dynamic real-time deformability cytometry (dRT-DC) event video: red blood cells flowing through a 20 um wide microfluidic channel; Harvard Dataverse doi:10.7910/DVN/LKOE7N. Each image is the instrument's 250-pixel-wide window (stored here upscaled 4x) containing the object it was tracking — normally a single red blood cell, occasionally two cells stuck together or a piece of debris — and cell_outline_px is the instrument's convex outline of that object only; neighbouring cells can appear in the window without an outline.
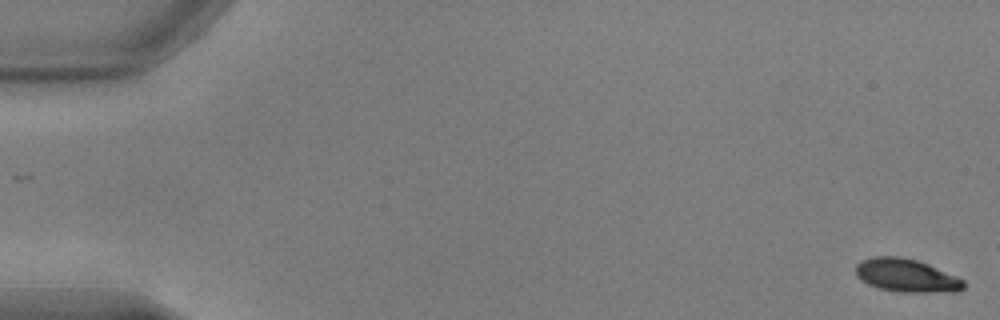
{"species": "common noctule bat (a hibernating species)", "species_latin": "Nyctalus noctula", "temperature_condition": "warm", "stored_images_in_passage": 10, "camera_frame_rate_fps": 3000, "um_per_image_px": 0.085, "animal": {"sex": "male", "body_mass_g": 17.9, "forearm_length_mm": 54.2}, "frame": {"image": 1, "passage_image": 1, "time_ms": 0.0, "image_size_px": [1000, 320], "cell_outline_px": [[964, 288], [956, 292], [900, 292], [876, 288], [860, 280], [856, 276], [856, 264], [860, 260], [872, 256], [900, 256], [916, 260], [928, 264], [956, 276], [964, 280]], "centroid_in_image_um": [77.01, 23.42], "position_along_channel_um": 8.0, "area_um2": 21.1}}